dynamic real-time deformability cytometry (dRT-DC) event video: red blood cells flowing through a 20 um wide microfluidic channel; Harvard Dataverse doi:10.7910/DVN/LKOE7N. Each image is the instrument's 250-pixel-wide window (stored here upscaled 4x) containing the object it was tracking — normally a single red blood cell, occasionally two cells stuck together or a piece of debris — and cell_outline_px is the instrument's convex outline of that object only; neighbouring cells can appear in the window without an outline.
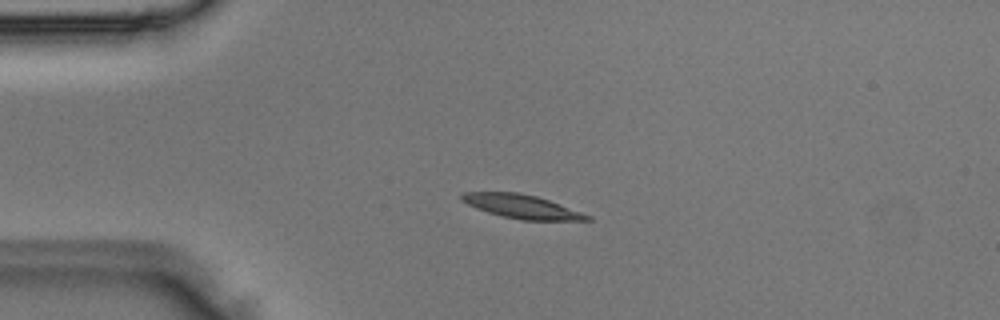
{"species": "Egyptian fruit bat (a non-hibernating species)", "species_latin": "Rousettus aegyptiacus", "temperature_condition": "room temperature", "stored_images_in_passage": 5, "segment_of_instrument_passage": [1, 2], "camera_frame_rate_fps": 3000, "um_per_image_px": 0.085, "animal": {"sex": "male"}, "frame": {"image": 1, "passage_image": 3, "time_ms": 0.667, "image_size_px": [1000, 320], "cell_outline_px": [[592, 220], [520, 220], [500, 216], [476, 208], [460, 200], [460, 196], [464, 192], [520, 192], [536, 196], [548, 200], [592, 216]], "centroid_in_image_um": [44.32, 17.55], "position_along_channel_um": 40.7, "area_um2": 17.28}}